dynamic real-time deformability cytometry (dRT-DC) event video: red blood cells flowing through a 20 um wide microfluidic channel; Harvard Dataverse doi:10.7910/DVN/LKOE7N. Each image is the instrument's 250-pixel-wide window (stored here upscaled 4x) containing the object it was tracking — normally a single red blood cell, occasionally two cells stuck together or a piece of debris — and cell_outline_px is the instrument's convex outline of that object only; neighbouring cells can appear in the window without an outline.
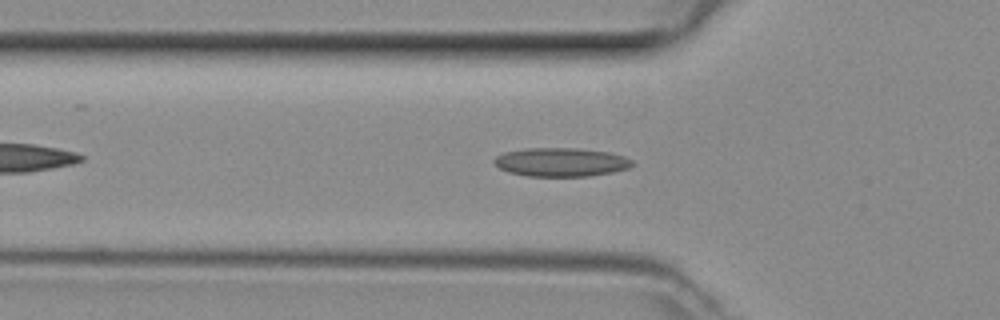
{"species": "common noctule bat (a hibernating species)", "species_latin": "Nyctalus noctula", "temperature_condition": "room temperature", "stored_images_in_passage": 30, "camera_frame_rate_fps": 3000, "um_per_image_px": 0.085, "animal": {"sex": "female", "body_mass_g": 29.2, "forearm_length_mm": 56.3}, "frame": {"image": 1, "passage_image": 5, "time_ms": 1.333, "image_size_px": [1000, 320], "cell_outline_px": [[632, 164], [628, 168], [612, 172], [588, 176], [528, 176], [508, 172], [500, 168], [492, 160], [496, 156], [504, 152], [524, 148], [580, 148], [608, 152], [624, 156], [632, 160]], "centroid_in_image_um": [47.66, 13.77], "position_along_channel_um": 78.1, "area_um2": 23.06}}
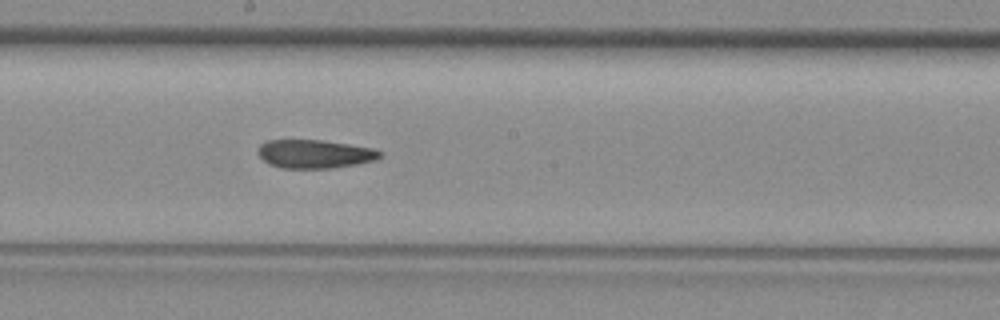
{"frame": {"image": 2, "passage_image": 15, "time_ms": 4.667, "image_size_px": [1000, 320], "cell_outline_px": [[384, 152], [376, 160], [356, 164], [332, 168], [280, 168], [268, 164], [256, 152], [260, 144], [268, 140], [320, 140], [348, 144], [372, 148]], "centroid_in_image_um": [26.73, 13.09], "position_along_channel_um": 221.5, "area_um2": 20.29}}
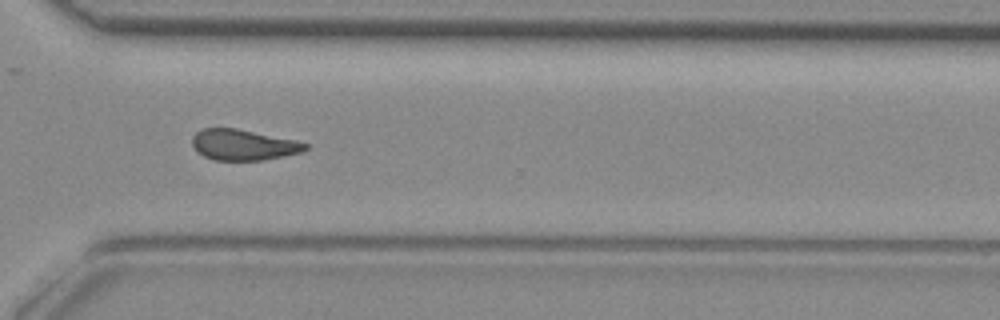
{"frame": {"image": 3, "passage_image": 24, "time_ms": 7.667, "image_size_px": [1000, 320], "cell_outline_px": [[308, 148], [300, 152], [260, 160], [216, 160], [204, 156], [196, 152], [192, 144], [192, 136], [196, 132], [204, 128], [236, 128], [296, 140], [308, 144]], "centroid_in_image_um": [20.64, 12.3], "position_along_channel_um": 350.0, "area_um2": 20.11}}